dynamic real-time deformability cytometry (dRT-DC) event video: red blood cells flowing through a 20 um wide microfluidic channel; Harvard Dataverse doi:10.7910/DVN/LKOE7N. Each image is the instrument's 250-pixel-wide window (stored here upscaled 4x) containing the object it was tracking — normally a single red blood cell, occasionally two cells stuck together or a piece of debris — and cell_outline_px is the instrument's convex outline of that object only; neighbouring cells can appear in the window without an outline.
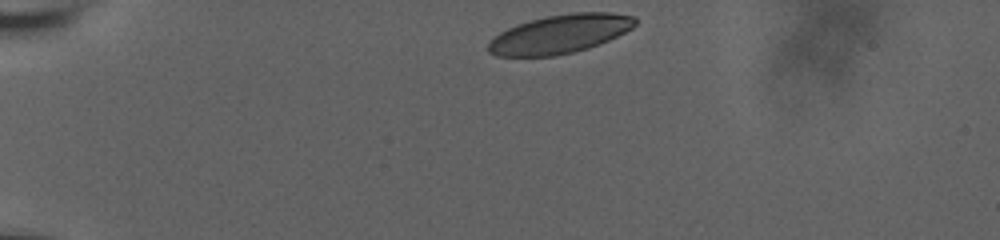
{"species": "human", "species_latin": "Homo sapiens", "temperature_condition": "room temperature", "stored_images_in_passage": 5, "camera_frame_rate_fps": 3000, "um_per_image_px": 0.085, "donor": {"sex": "male"}, "frame": {"image": 1, "passage_image": 1, "time_ms": 0.0, "image_size_px": [1000, 240], "cell_outline_px": [[636, 24], [632, 28], [608, 40], [588, 48], [556, 56], [496, 56], [488, 52], [488, 44], [500, 32], [516, 24], [544, 16], [576, 12], [612, 12], [636, 16]], "centroid_in_image_um": [47.6, 2.88], "position_along_channel_um": 37.4, "area_um2": 33.06}}
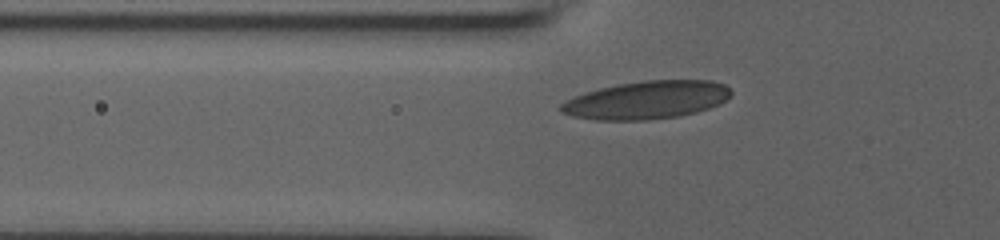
{"frame": {"image": 2, "passage_image": 4, "time_ms": 1.0, "image_size_px": [1000, 240], "cell_outline_px": [[732, 96], [720, 104], [696, 112], [676, 116], [648, 120], [596, 120], [572, 116], [560, 112], [560, 104], [576, 96], [600, 88], [620, 84], [644, 80], [712, 80], [724, 84], [732, 92]], "centroid_in_image_um": [55.01, 8.5], "position_along_channel_um": 70.8, "area_um2": 37.51}}